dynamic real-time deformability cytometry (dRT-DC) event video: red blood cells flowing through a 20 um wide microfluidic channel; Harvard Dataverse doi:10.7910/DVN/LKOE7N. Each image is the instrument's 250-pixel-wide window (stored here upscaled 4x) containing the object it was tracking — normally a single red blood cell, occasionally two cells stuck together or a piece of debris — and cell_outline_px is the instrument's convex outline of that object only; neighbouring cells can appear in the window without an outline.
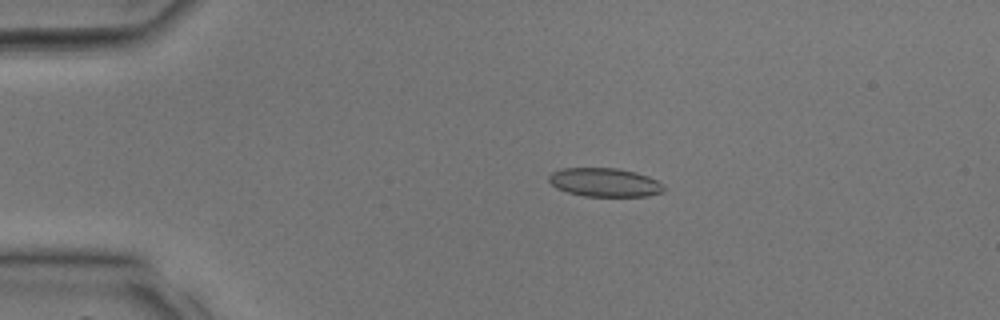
{"species": "common noctule bat (a hibernating species)", "species_latin": "Nyctalus noctula", "temperature_condition": "room temperature", "stored_images_in_passage": 28, "camera_frame_rate_fps": 3000, "um_per_image_px": 0.085, "animal": {"sex": "male", "body_mass_g": 17.9, "forearm_length_mm": 54.2}, "frame": {"image": 1, "passage_image": 4, "time_ms": 1.0, "image_size_px": [1000, 320], "cell_outline_px": [[664, 188], [660, 192], [648, 196], [584, 196], [568, 192], [556, 188], [548, 180], [548, 176], [552, 172], [560, 168], [616, 168], [636, 172], [648, 176], [664, 184]], "centroid_in_image_um": [51.37, 15.49], "position_along_channel_um": 33.6, "area_um2": 19.19}}
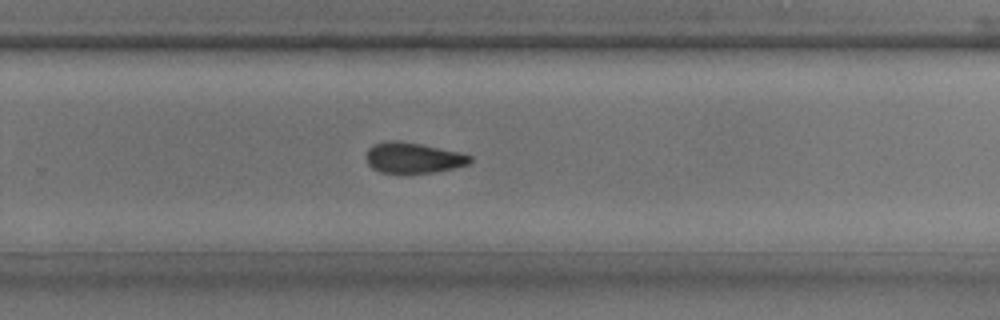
{"frame": {"image": 2, "passage_image": 20, "time_ms": 6.333, "image_size_px": [1000, 320], "cell_outline_px": [[472, 160], [468, 164], [452, 168], [432, 172], [380, 172], [372, 168], [368, 164], [368, 148], [376, 144], [388, 140], [396, 140], [420, 144], [460, 152], [472, 156]], "centroid_in_image_um": [35.14, 13.4], "position_along_channel_um": 294.7, "area_um2": 18.09}}
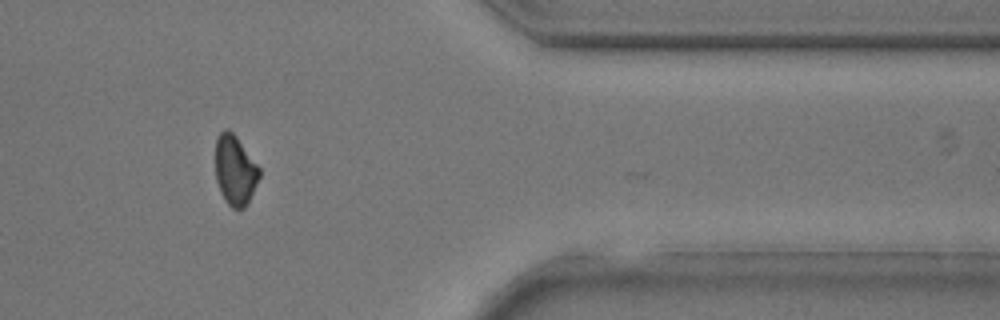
{"frame": {"image": 3, "passage_image": 26, "time_ms": 8.333, "image_size_px": [1000, 320], "cell_outline_px": [[260, 176], [248, 204], [244, 208], [232, 208], [224, 200], [220, 192], [216, 180], [216, 136], [224, 128], [228, 128], [236, 136], [260, 168]], "centroid_in_image_um": [19.97, 14.47], "position_along_channel_um": 391.4, "area_um2": 17.98}}